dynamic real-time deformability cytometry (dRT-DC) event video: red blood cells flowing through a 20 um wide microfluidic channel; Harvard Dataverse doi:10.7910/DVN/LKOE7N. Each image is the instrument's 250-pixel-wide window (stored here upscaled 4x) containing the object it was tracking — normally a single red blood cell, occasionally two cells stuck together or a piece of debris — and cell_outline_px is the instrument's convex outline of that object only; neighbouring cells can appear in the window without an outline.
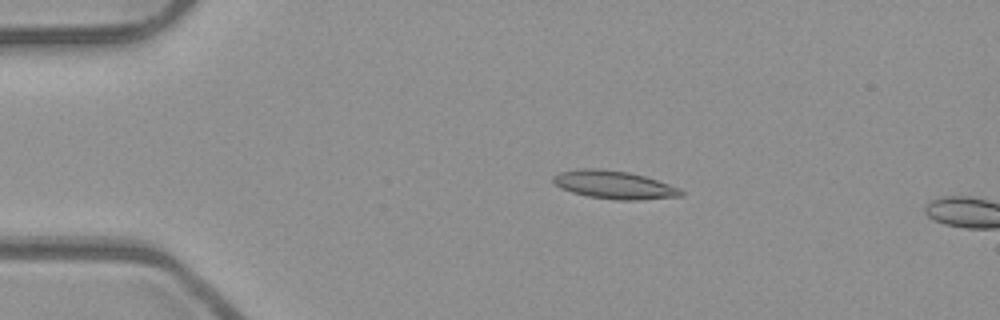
{"species": "common noctule bat (a hibernating species)", "species_latin": "Nyctalus noctula", "temperature_condition": "room temperature", "stored_images_in_passage": 13, "camera_frame_rate_fps": 3000, "um_per_image_px": 0.085, "animal": {"sex": "male", "body_mass_g": 23.1, "forearm_length_mm": 52.7}, "frame": {"image": 1, "passage_image": 10, "time_ms": 3.0, "image_size_px": [1000, 320], "cell_outline_px": [[684, 192], [680, 196], [640, 200], [616, 200], [588, 196], [572, 192], [560, 188], [552, 180], [552, 176], [560, 172], [580, 168], [596, 168], [628, 172], [644, 176], [680, 188]], "centroid_in_image_um": [52.17, 15.71], "position_along_channel_um": 32.8, "area_um2": 20.81}}